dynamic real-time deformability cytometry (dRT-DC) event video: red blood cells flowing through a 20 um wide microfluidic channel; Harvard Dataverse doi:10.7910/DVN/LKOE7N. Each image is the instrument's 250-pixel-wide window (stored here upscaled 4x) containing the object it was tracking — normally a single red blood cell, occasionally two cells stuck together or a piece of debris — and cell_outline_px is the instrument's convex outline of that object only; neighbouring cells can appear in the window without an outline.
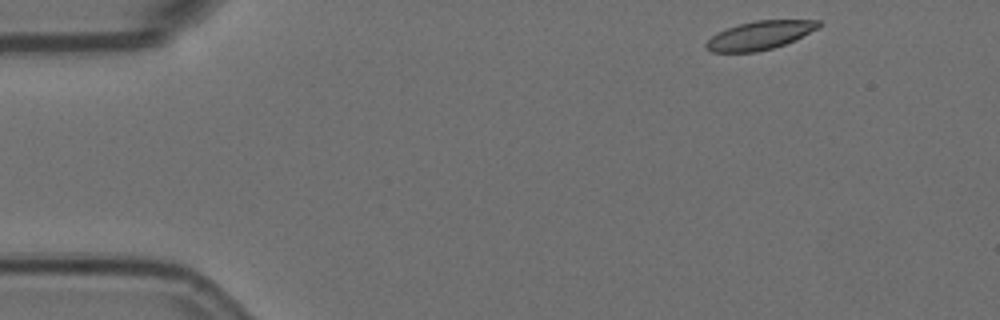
{"species": "Egyptian fruit bat (a non-hibernating species)", "species_latin": "Rousettus aegyptiacus", "temperature_condition": "room temperature", "stored_images_in_passage": 50, "camera_frame_rate_fps": 3000, "um_per_image_px": 0.085, "animal": {"sex": "female"}, "frame": {"image": 1, "passage_image": 1, "time_ms": 0.0, "image_size_px": [1000, 320], "cell_outline_px": [[820, 28], [796, 40], [772, 48], [756, 52], [712, 52], [704, 48], [704, 44], [716, 32], [740, 24], [756, 20], [820, 20]], "centroid_in_image_um": [64.59, 3.01], "position_along_channel_um": 20.4, "area_um2": 18.79}}
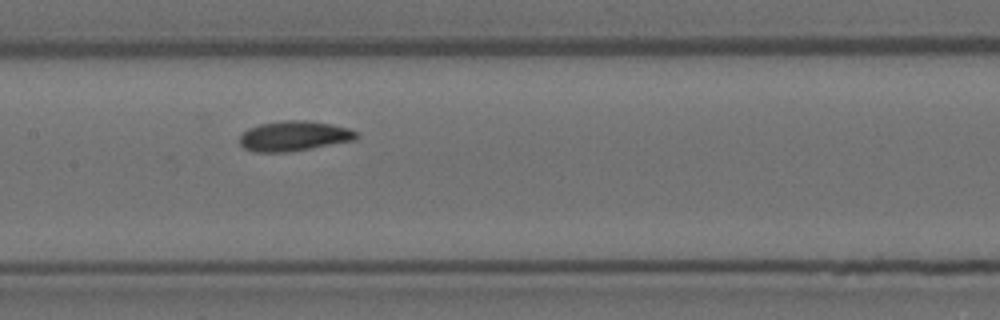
{"frame": {"image": 2, "passage_image": 22, "time_ms": 7.0, "image_size_px": [1000, 320], "cell_outline_px": [[356, 140], [288, 152], [252, 152], [244, 148], [240, 144], [240, 136], [248, 128], [260, 124], [284, 120], [308, 120], [332, 124], [348, 128], [356, 132]], "centroid_in_image_um": [24.97, 11.56], "position_along_channel_um": 182.4, "area_um2": 20.4}}
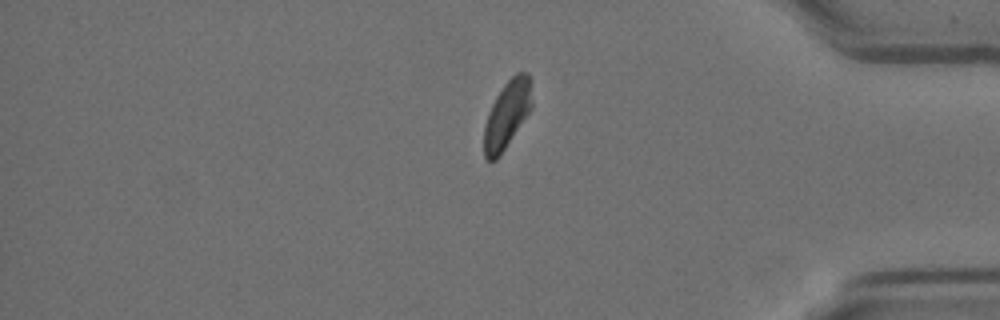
{"frame": {"image": 3, "passage_image": 42, "time_ms": 13.667, "image_size_px": [1000, 320], "cell_outline_px": [[532, 108], [500, 156], [496, 160], [488, 160], [484, 156], [484, 128], [488, 112], [496, 96], [504, 84], [516, 72], [528, 72], [532, 104]], "centroid_in_image_um": [43.09, 9.74], "position_along_channel_um": 392.1, "area_um2": 18.67}, "authors_computed_cell_mechanics": {"area_um2": 19.8543, "velocity_mm_per_s": 3.5537, "shape_relaxation_time_tau1_ms": 4.5151, "shape_relaxation_time_tau2_ms": 2.7955, "deformation_change_tau1": 0.1332, "deformation_change_tau2": 0.0607}}